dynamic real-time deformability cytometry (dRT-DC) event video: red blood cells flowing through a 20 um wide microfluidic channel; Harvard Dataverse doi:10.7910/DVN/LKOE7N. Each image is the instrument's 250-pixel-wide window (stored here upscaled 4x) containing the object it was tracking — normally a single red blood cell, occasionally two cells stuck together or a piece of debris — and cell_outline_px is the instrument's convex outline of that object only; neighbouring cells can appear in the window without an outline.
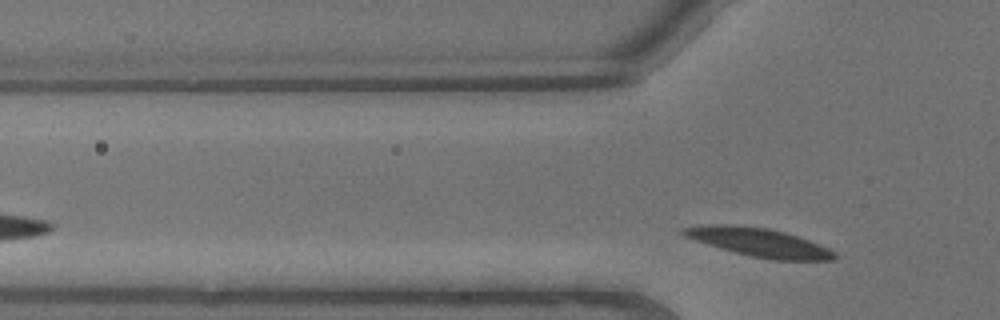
{"species": "common noctule bat (a hibernating species)", "species_latin": "Nyctalus noctula", "temperature_condition": "warm", "stored_images_in_passage": 4, "segment_of_instrument_passage": [2, 2], "camera_frame_rate_fps": 3000, "um_per_image_px": 0.085, "animal": {"sex": "male", "body_mass_g": 13.3}, "frame": {"image": 1, "passage_image": 4, "time_ms": 1.0, "image_size_px": [1000, 320], "cell_outline_px": [[836, 256], [832, 260], [772, 260], [752, 256], [720, 248], [684, 236], [680, 232], [680, 228], [708, 224], [736, 224], [768, 228], [784, 232], [808, 240], [828, 248], [836, 252]], "centroid_in_image_um": [64.49, 20.58], "position_along_channel_um": 61.3, "area_um2": 24.91}}